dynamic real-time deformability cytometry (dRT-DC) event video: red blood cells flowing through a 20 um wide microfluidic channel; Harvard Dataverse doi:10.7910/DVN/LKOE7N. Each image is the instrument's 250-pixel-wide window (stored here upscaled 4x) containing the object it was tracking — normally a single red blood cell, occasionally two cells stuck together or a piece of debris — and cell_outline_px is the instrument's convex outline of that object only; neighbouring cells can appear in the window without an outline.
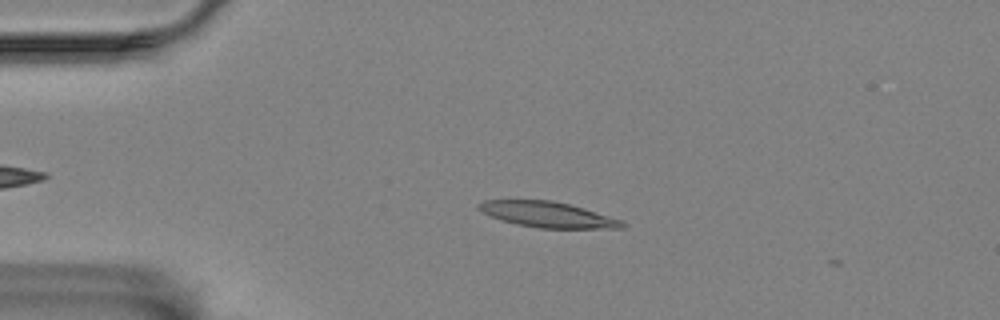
{"species": "Egyptian fruit bat (a non-hibernating species)", "species_latin": "Rousettus aegyptiacus", "temperature_condition": "room temperature", "stored_images_in_passage": 9, "camera_frame_rate_fps": 3000, "um_per_image_px": 0.085, "animal": {"sex": "female"}, "frame": {"image": 1, "passage_image": 4, "time_ms": 1.0, "image_size_px": [1000, 320], "cell_outline_px": [[628, 224], [624, 228], [536, 228], [516, 224], [500, 220], [476, 208], [476, 204], [484, 200], [552, 200], [584, 208], [620, 220]], "centroid_in_image_um": [46.52, 18.24], "position_along_channel_um": 38.5, "area_um2": 21.33}}